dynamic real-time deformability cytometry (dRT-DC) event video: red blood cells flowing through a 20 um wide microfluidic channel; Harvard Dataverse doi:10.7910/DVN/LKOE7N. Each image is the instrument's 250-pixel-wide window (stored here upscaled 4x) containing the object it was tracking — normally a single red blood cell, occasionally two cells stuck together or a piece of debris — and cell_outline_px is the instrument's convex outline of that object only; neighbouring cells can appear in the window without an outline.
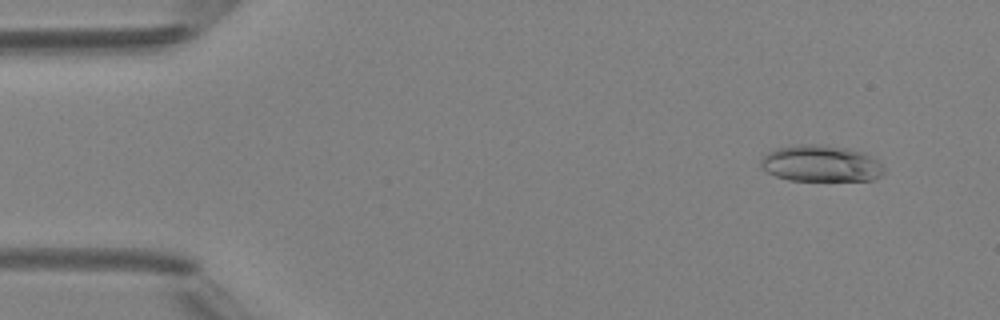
{"species": "Egyptian fruit bat (a non-hibernating species)", "species_latin": "Rousettus aegyptiacus", "temperature_condition": "room temperature", "stored_images_in_passage": 48, "camera_frame_rate_fps": 3000, "um_per_image_px": 0.085, "animal": {"sex": "female"}, "frame": {"image": 1, "passage_image": 4, "time_ms": 1.0, "image_size_px": [1000, 320], "cell_outline_px": [[888, 172], [872, 180], [788, 180], [776, 176], [768, 172], [760, 164], [760, 160], [768, 152], [776, 148], [800, 144], [828, 144], [864, 152], [876, 160]], "centroid_in_image_um": [69.8, 13.89], "position_along_channel_um": 15.2, "area_um2": 26.24}}
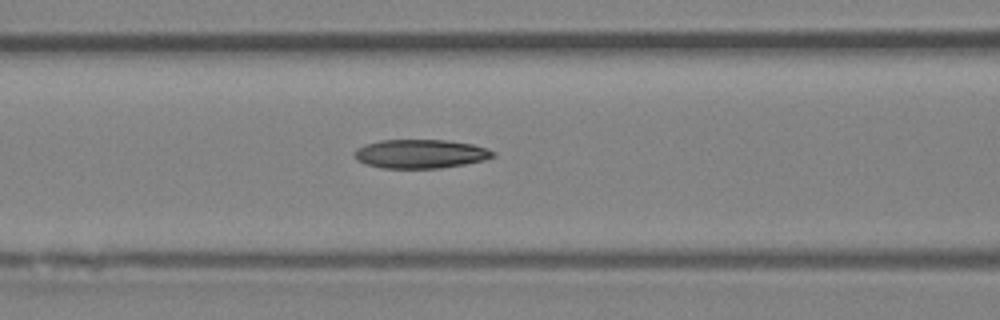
{"frame": {"image": 2, "passage_image": 20, "time_ms": 6.333, "image_size_px": [1000, 320], "cell_outline_px": [[496, 156], [484, 160], [464, 164], [440, 168], [380, 168], [364, 164], [356, 160], [352, 156], [352, 152], [356, 148], [364, 144], [380, 140], [448, 140], [472, 144], [488, 148], [496, 152]], "centroid_in_image_um": [35.7, 13.07], "position_along_channel_um": 130.9, "area_um2": 23.7}}
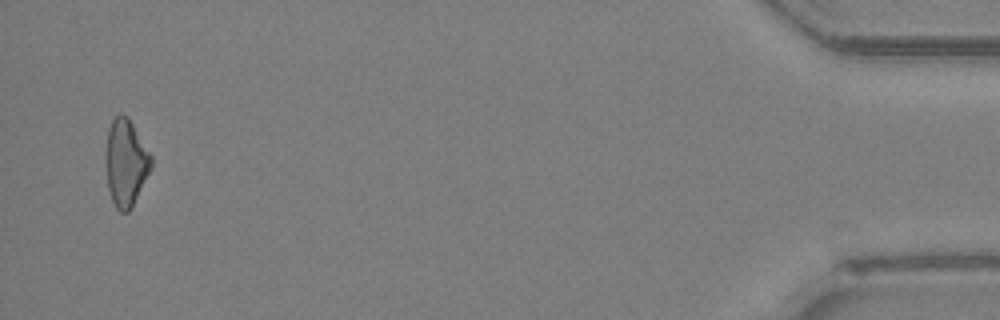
{"frame": {"image": 3, "passage_image": 47, "time_ms": 15.333, "image_size_px": [1000, 320], "cell_outline_px": [[152, 168], [132, 208], [128, 212], [120, 212], [116, 208], [112, 200], [108, 188], [104, 164], [104, 160], [108, 128], [112, 120], [120, 112], [128, 116], [152, 156]], "centroid_in_image_um": [10.68, 13.83], "position_along_channel_um": 424.5, "area_um2": 23.52}}